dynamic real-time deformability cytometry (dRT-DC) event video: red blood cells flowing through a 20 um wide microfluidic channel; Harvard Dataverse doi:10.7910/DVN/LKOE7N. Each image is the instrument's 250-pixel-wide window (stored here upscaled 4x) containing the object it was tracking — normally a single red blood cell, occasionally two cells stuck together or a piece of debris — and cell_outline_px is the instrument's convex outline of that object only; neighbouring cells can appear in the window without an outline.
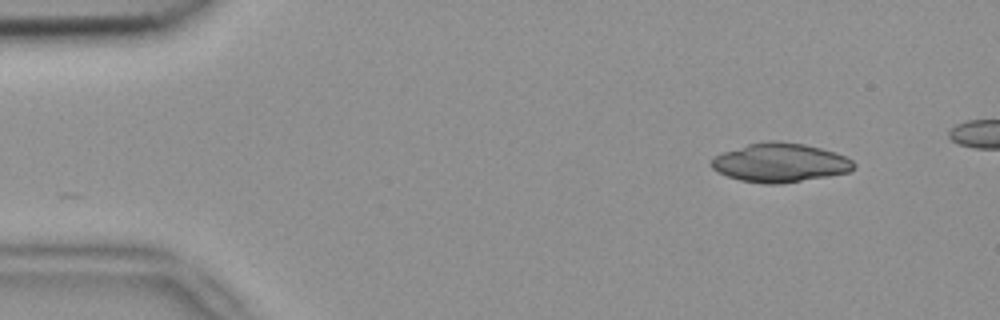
{"species": "common noctule bat (a hibernating species)", "species_latin": "Nyctalus noctula", "temperature_condition": "room temperature", "stored_images_in_passage": 2, "camera_frame_rate_fps": 3000, "um_per_image_px": 0.085, "animal": {"sex": "female", "body_mass_g": 18.4}, "frame": {"image": 1, "passage_image": 2, "time_ms": 0.333, "image_size_px": [1000, 320], "cell_outline_px": [[856, 168], [848, 172], [828, 176], [780, 184], [764, 184], [740, 180], [716, 172], [708, 164], [712, 156], [720, 152], [748, 144], [764, 140], [780, 140], [804, 144], [836, 152], [852, 160], [856, 164]], "centroid_in_image_um": [66.25, 13.81], "position_along_channel_um": 18.7, "area_um2": 32.83}}